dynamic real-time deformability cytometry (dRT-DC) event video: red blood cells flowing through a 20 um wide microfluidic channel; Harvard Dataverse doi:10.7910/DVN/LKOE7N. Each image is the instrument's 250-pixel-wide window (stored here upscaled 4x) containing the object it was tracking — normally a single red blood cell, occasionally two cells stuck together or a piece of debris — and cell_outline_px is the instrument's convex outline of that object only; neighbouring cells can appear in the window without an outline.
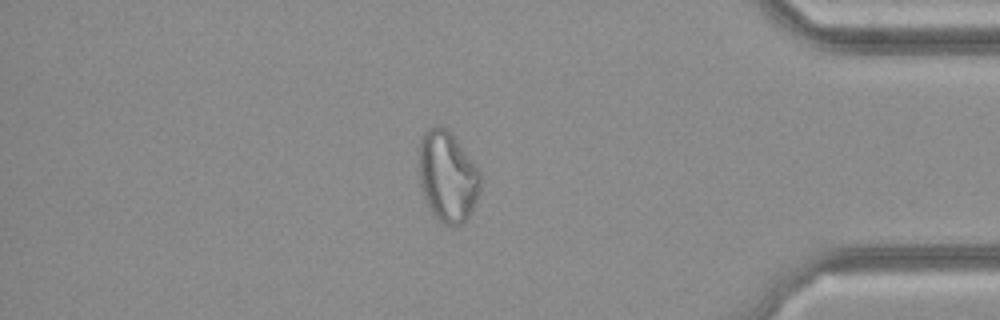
{"species": "common noctule bat (a hibernating species)", "species_latin": "Nyctalus noctula", "temperature_condition": "cold", "stored_images_in_passage": 35, "camera_frame_rate_fps": 3000, "um_per_image_px": 0.085, "animal": {"sex": "female", "body_mass_g": 21.9}, "frame": {"image": 1, "passage_image": 30, "time_ms": 9.667, "image_size_px": [1000, 320], "cell_outline_px": [[480, 192], [468, 220], [464, 224], [444, 224], [432, 212], [424, 196], [420, 184], [420, 136], [428, 128], [436, 124], [440, 124], [452, 132], [480, 172]], "centroid_in_image_um": [38.06, 14.97], "position_along_channel_um": 397.1, "area_um2": 32.48}}